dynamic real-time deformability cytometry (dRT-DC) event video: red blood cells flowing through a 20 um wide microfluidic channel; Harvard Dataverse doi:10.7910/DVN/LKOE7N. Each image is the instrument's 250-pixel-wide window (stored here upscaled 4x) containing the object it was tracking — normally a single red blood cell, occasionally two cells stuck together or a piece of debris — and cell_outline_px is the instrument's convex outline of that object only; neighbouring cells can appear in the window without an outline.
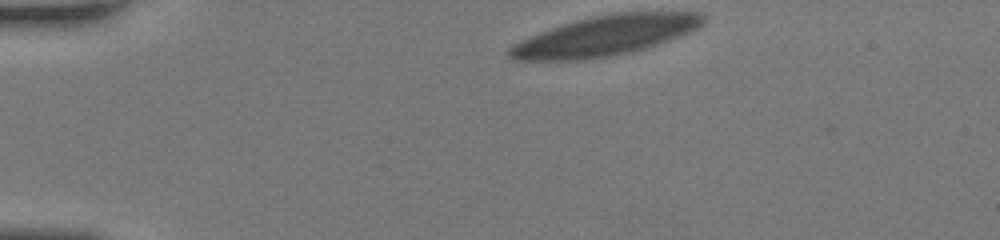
{"species": "human", "species_latin": "Homo sapiens", "temperature_condition": "room temperature", "stored_images_in_passage": 48, "camera_frame_rate_fps": 3000, "um_per_image_px": 0.085, "donor": {"sex": "female"}, "frame": {"image": 1, "passage_image": 1, "time_ms": 0.0, "image_size_px": [1000, 240], "cell_outline_px": [[708, 16], [704, 24], [700, 28], [680, 36], [632, 52], [612, 56], [584, 60], [512, 60], [508, 56], [508, 48], [512, 44], [520, 40], [560, 24], [576, 20], [616, 12], [704, 12]], "centroid_in_image_um": [51.48, 3.03], "position_along_channel_um": 33.5, "area_um2": 45.43}}
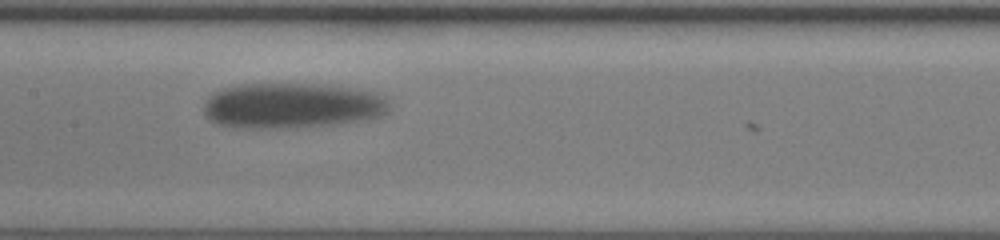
{"frame": {"image": 2, "passage_image": 21, "time_ms": 6.667, "image_size_px": [1000, 240], "cell_outline_px": [[388, 112], [372, 120], [340, 124], [296, 128], [232, 128], [216, 124], [208, 120], [204, 112], [204, 104], [208, 96], [224, 88], [244, 84], [320, 84], [376, 92], [384, 96], [388, 104]], "centroid_in_image_um": [24.82, 9.01], "position_along_channel_um": 182.6, "area_um2": 49.82}}
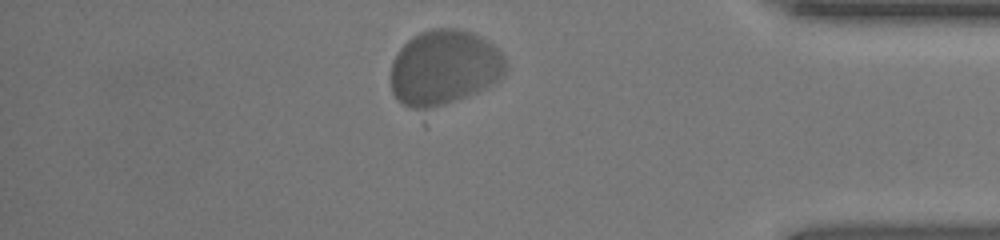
{"frame": {"image": 3, "passage_image": 41, "time_ms": 13.333, "image_size_px": [1000, 240], "cell_outline_px": [[508, 68], [504, 76], [500, 80], [428, 128], [424, 128], [396, 100], [392, 92], [388, 76], [392, 60], [396, 52], [412, 36], [420, 32], [432, 28], [456, 28], [472, 32], [488, 40], [500, 48], [508, 64]], "centroid_in_image_um": [37.7, 6.12], "position_along_channel_um": 397.5, "area_um2": 57.63}, "authors_computed_cell_mechanics": {"area_um2": 47.5405, "velocity_mm_per_s": 3.544, "shape_relaxation_time_tau1_ms": 4.4829, "shape_relaxation_time_tau2_ms": null, "deformation_change_tau1": 0.0906, "deformation_change_tau2": null}}